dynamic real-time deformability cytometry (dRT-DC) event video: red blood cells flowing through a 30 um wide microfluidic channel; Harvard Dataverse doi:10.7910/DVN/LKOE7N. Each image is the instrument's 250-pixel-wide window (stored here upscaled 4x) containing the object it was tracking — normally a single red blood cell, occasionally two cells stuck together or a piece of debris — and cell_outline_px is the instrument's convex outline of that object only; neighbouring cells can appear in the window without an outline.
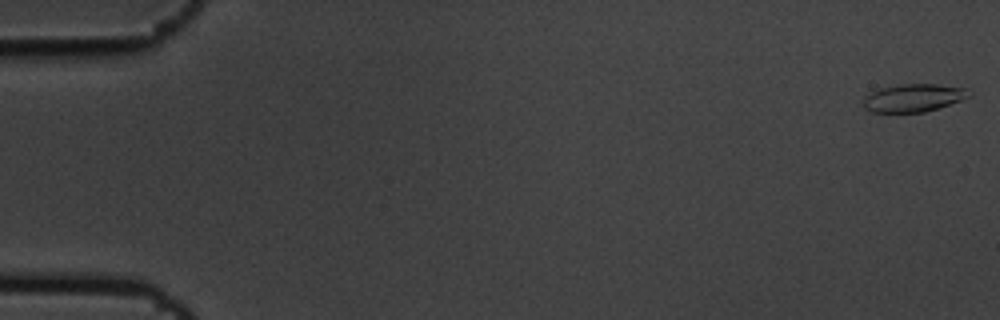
{"species": "common noctule bat (a hibernating species)", "species_latin": "Nyctalus noctula", "temperature_condition": "cold", "stored_images_in_passage": 11, "camera_frame_rate_fps": 3000, "um_per_image_px": 0.085, "animal": {"sex": "male", "body_mass_g": 19.5, "forearm_length_mm": 54.6}, "frame": {"image": 1, "passage_image": 1, "time_ms": 0.0, "image_size_px": [1000, 320], "cell_outline_px": [[972, 96], [924, 112], [872, 112], [864, 108], [864, 96], [880, 88], [900, 84], [936, 84], [964, 88], [972, 92]], "centroid_in_image_um": [77.63, 8.31], "position_along_channel_um": 7.4, "area_um2": 16.99}}
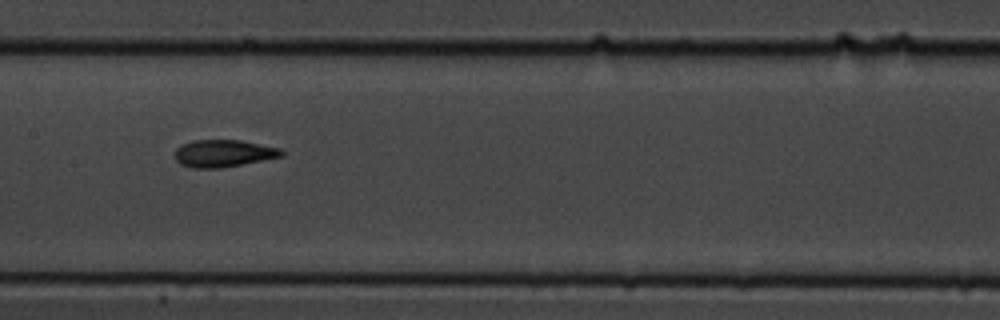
{"frame": {"image": 2, "passage_image": 8, "time_ms": 2.333, "image_size_px": [1000, 320], "cell_outline_px": [[284, 156], [220, 168], [192, 168], [180, 164], [176, 160], [176, 148], [192, 140], [240, 140], [280, 148], [284, 152]], "centroid_in_image_um": [19.0, 13.03], "position_along_channel_um": 188.4, "area_um2": 16.82}}
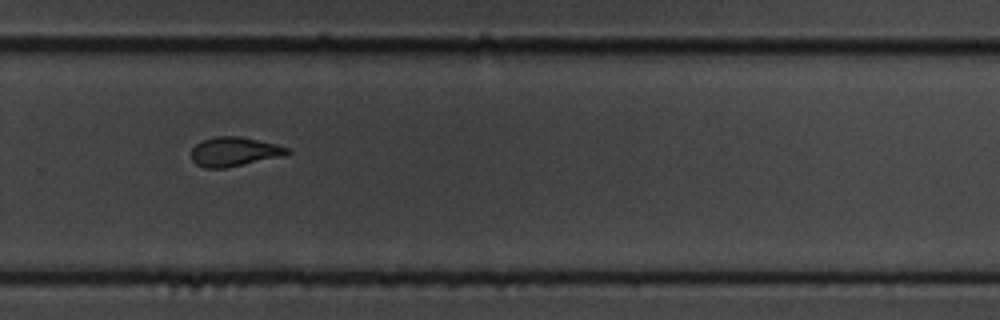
{"frame": {"image": 3, "passage_image": 11, "time_ms": 3.333, "image_size_px": [1000, 320], "cell_outline_px": [[292, 152], [284, 156], [224, 168], [204, 168], [196, 164], [192, 160], [192, 148], [196, 144], [204, 140], [216, 136], [240, 136], [276, 144], [288, 148]], "centroid_in_image_um": [19.92, 12.89], "position_along_channel_um": 309.9, "area_um2": 16.3}}